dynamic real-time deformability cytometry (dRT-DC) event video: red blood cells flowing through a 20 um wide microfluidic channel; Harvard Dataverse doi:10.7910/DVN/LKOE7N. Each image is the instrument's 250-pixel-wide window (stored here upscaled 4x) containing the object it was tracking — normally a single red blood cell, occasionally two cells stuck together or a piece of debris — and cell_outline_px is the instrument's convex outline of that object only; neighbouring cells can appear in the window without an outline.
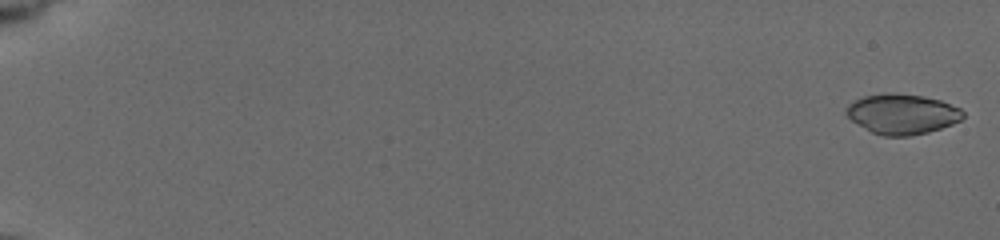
{"species": "common noctule bat (a hibernating species)", "species_latin": "Nyctalus noctula", "temperature_condition": "cold", "stored_images_in_passage": 58, "camera_frame_rate_fps": 3000, "um_per_image_px": 0.085, "animal": {"sex": "female", "body_mass_g": 19.5, "forearm_length_mm": 54.1}, "frame": {"image": 1, "passage_image": 2, "time_ms": 0.333, "image_size_px": [1000, 240], "cell_outline_px": [[964, 116], [960, 120], [952, 124], [928, 132], [908, 136], [884, 136], [872, 132], [852, 120], [844, 112], [844, 108], [848, 104], [864, 96], [924, 96], [940, 100], [960, 108], [964, 112]], "centroid_in_image_um": [76.7, 9.73], "position_along_channel_um": 8.3, "area_um2": 26.36}}
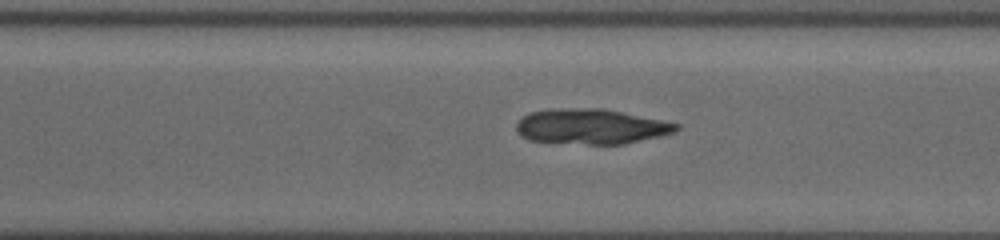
{"frame": {"image": 2, "passage_image": 43, "time_ms": 14.0, "image_size_px": [1000, 240], "cell_outline_px": [[680, 128], [676, 132], [624, 144], [588, 144], [528, 140], [516, 128], [516, 124], [528, 112], [552, 108], [604, 108], [680, 124]], "centroid_in_image_um": [50.26, 10.74], "position_along_channel_um": 320.3, "area_um2": 32.66}}
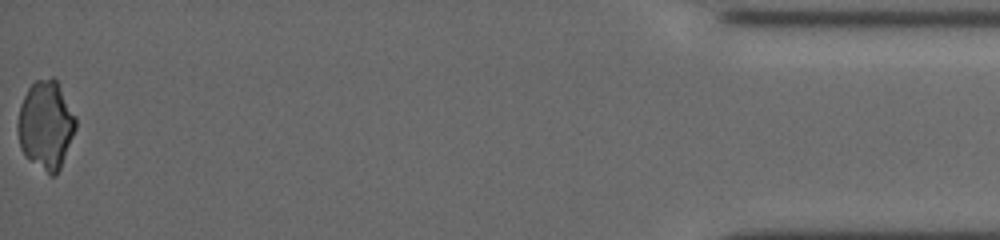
{"frame": {"image": 3, "passage_image": 58, "time_ms": 19.0, "image_size_px": [1000, 240], "cell_outline_px": [[76, 128], [60, 168], [56, 176], [52, 176], [24, 156], [20, 148], [16, 128], [16, 124], [20, 104], [28, 88], [36, 80], [52, 76], [56, 80], [76, 116]], "centroid_in_image_um": [3.87, 10.62], "position_along_channel_um": 431.3, "area_um2": 30.0}}